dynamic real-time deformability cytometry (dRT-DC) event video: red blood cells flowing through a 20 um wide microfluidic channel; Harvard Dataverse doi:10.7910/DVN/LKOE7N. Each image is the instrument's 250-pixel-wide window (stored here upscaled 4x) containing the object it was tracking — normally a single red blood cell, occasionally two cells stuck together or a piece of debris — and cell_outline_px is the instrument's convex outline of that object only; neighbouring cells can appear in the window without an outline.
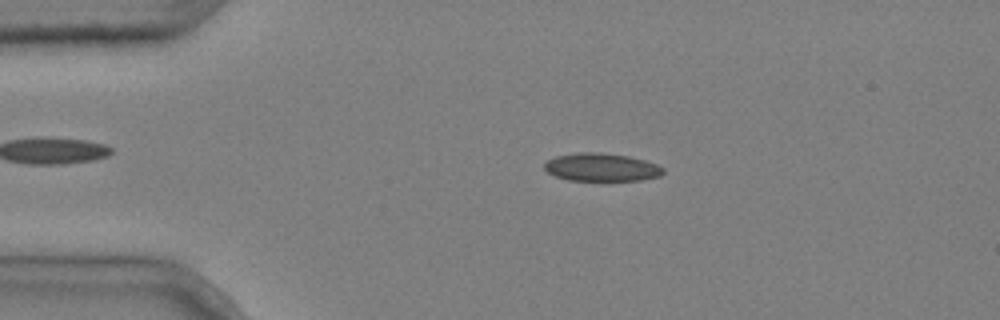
{"species": "common noctule bat (a hibernating species)", "species_latin": "Nyctalus noctula", "temperature_condition": "cold", "stored_images_in_passage": 3, "camera_frame_rate_fps": 3000, "um_per_image_px": 0.085, "animal": {"sex": "male", "body_mass_g": 20.4}, "frame": {"image": 1, "passage_image": 3, "time_ms": 0.667, "image_size_px": [1000, 320], "cell_outline_px": [[664, 172], [660, 176], [640, 180], [568, 180], [556, 176], [548, 172], [544, 168], [544, 164], [548, 160], [556, 156], [576, 152], [600, 152], [628, 156], [644, 160], [656, 164], [664, 168]], "centroid_in_image_um": [51.12, 14.21], "position_along_channel_um": 33.9, "area_um2": 19.31}}